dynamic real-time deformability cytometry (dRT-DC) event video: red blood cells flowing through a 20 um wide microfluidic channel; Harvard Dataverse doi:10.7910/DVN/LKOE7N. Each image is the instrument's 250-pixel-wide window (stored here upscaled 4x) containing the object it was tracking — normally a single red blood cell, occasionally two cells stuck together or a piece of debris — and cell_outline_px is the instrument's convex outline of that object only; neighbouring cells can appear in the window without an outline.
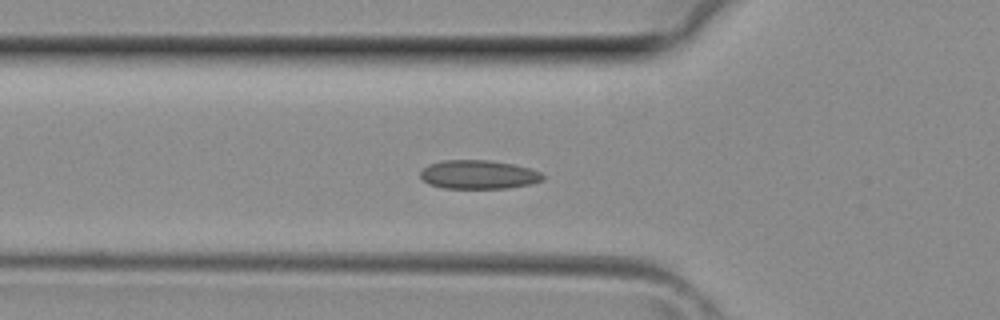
{"species": "common noctule bat (a hibernating species)", "species_latin": "Nyctalus noctula", "temperature_condition": "room temperature", "stored_images_in_passage": 35, "camera_frame_rate_fps": 3000, "um_per_image_px": 0.085, "animal": {"sex": "female", "body_mass_g": 29.2, "forearm_length_mm": 56.3}, "frame": {"image": 1, "passage_image": 14, "time_ms": 4.333, "image_size_px": [1000, 320], "cell_outline_px": [[544, 180], [532, 184], [508, 188], [444, 188], [428, 184], [420, 176], [420, 172], [428, 164], [444, 160], [488, 160], [512, 164], [532, 168], [540, 172], [544, 176]], "centroid_in_image_um": [40.7, 14.84], "position_along_channel_um": 85.1, "area_um2": 20.63}}
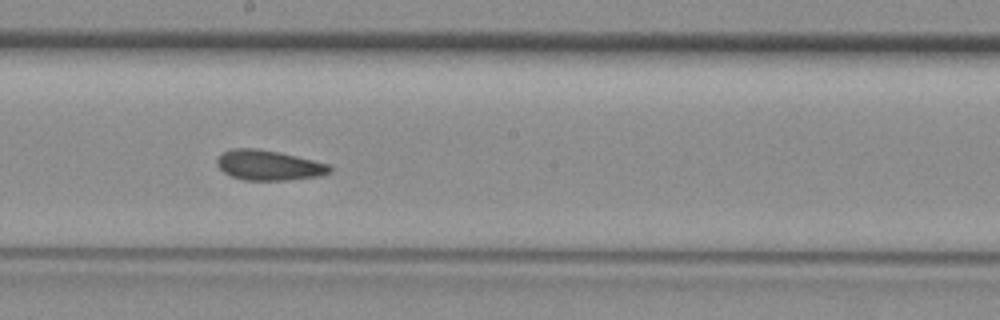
{"frame": {"image": 2, "passage_image": 22, "time_ms": 7.0, "image_size_px": [1000, 320], "cell_outline_px": [[332, 172], [320, 176], [288, 180], [244, 180], [232, 176], [224, 172], [216, 164], [216, 160], [224, 152], [232, 148], [256, 148], [280, 152], [328, 164], [332, 168]], "centroid_in_image_um": [22.85, 14.05], "position_along_channel_um": 225.3, "area_um2": 19.71}}
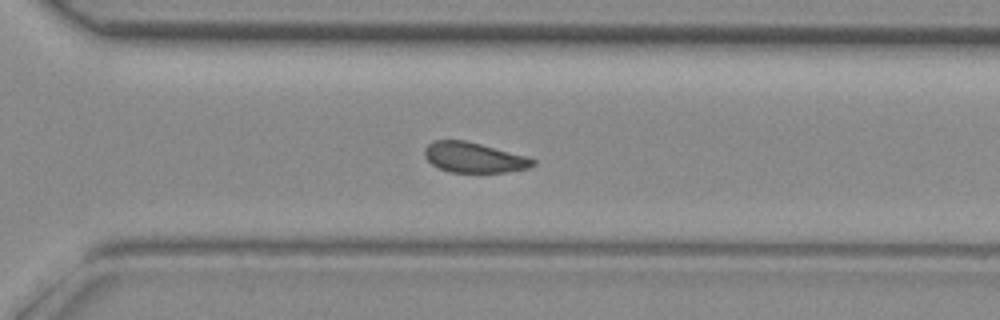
{"frame": {"image": 3, "passage_image": 28, "time_ms": 9.0, "image_size_px": [1000, 320], "cell_outline_px": [[536, 164], [528, 168], [504, 172], [452, 172], [440, 168], [432, 164], [424, 156], [424, 148], [428, 144], [436, 140], [464, 140], [528, 156], [536, 160]], "centroid_in_image_um": [40.3, 13.38], "position_along_channel_um": 330.3, "area_um2": 18.96}}